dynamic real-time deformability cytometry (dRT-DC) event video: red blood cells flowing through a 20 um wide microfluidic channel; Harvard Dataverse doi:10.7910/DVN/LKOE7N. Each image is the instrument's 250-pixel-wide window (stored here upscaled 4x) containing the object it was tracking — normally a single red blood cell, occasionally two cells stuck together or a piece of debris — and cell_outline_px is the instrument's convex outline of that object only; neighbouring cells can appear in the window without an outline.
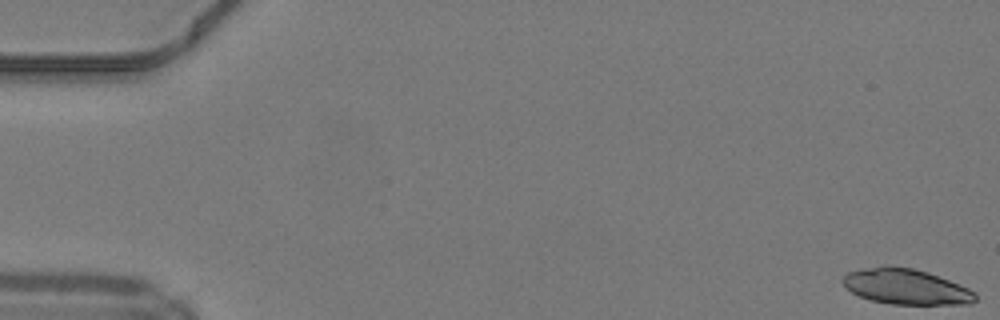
{"species": "common noctule bat (a hibernating species)", "species_latin": "Nyctalus noctula", "temperature_condition": "warm", "stored_images_in_passage": 30, "camera_frame_rate_fps": 3000, "um_per_image_px": 0.085, "animal": {"sex": "male", "body_mass_g": 19.2, "forearm_length_mm": 51.8}, "frame": {"image": 1, "passage_image": 1, "time_ms": 0.0, "image_size_px": [1000, 320], "cell_outline_px": [[976, 300], [972, 304], [892, 304], [872, 300], [860, 296], [852, 292], [840, 280], [848, 272], [864, 268], [888, 264], [912, 268], [928, 272], [960, 284], [976, 292]], "centroid_in_image_um": [77.02, 24.35], "position_along_channel_um": 8.0, "area_um2": 27.51}}